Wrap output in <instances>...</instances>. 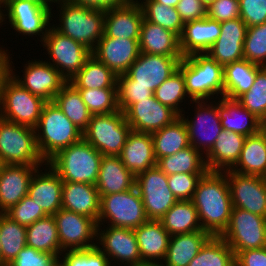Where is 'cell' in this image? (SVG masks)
<instances>
[{
    "instance_id": "1",
    "label": "cell",
    "mask_w": 266,
    "mask_h": 266,
    "mask_svg": "<svg viewBox=\"0 0 266 266\" xmlns=\"http://www.w3.org/2000/svg\"><path fill=\"white\" fill-rule=\"evenodd\" d=\"M191 201L197 209L202 230L211 236H221L229 225L233 209L226 174L207 171L198 182Z\"/></svg>"
},
{
    "instance_id": "2",
    "label": "cell",
    "mask_w": 266,
    "mask_h": 266,
    "mask_svg": "<svg viewBox=\"0 0 266 266\" xmlns=\"http://www.w3.org/2000/svg\"><path fill=\"white\" fill-rule=\"evenodd\" d=\"M178 69L182 72L186 92L192 101L224 97V66L218 64L209 54L185 56Z\"/></svg>"
},
{
    "instance_id": "3",
    "label": "cell",
    "mask_w": 266,
    "mask_h": 266,
    "mask_svg": "<svg viewBox=\"0 0 266 266\" xmlns=\"http://www.w3.org/2000/svg\"><path fill=\"white\" fill-rule=\"evenodd\" d=\"M36 145L47 162L58 151L83 139V131L52 101L47 102L35 127Z\"/></svg>"
},
{
    "instance_id": "4",
    "label": "cell",
    "mask_w": 266,
    "mask_h": 266,
    "mask_svg": "<svg viewBox=\"0 0 266 266\" xmlns=\"http://www.w3.org/2000/svg\"><path fill=\"white\" fill-rule=\"evenodd\" d=\"M55 4L60 12L56 17L59 23L51 26L93 51L103 37L105 10L78 6L67 0H56Z\"/></svg>"
},
{
    "instance_id": "5",
    "label": "cell",
    "mask_w": 266,
    "mask_h": 266,
    "mask_svg": "<svg viewBox=\"0 0 266 266\" xmlns=\"http://www.w3.org/2000/svg\"><path fill=\"white\" fill-rule=\"evenodd\" d=\"M103 155L84 139L63 148L46 163L63 182L95 185Z\"/></svg>"
},
{
    "instance_id": "6",
    "label": "cell",
    "mask_w": 266,
    "mask_h": 266,
    "mask_svg": "<svg viewBox=\"0 0 266 266\" xmlns=\"http://www.w3.org/2000/svg\"><path fill=\"white\" fill-rule=\"evenodd\" d=\"M51 7L54 6H43L29 0H0L1 27L3 23L9 22L16 34L18 32L19 35L30 38L35 35L34 37L40 38L38 41L42 43L55 14L52 13Z\"/></svg>"
},
{
    "instance_id": "7",
    "label": "cell",
    "mask_w": 266,
    "mask_h": 266,
    "mask_svg": "<svg viewBox=\"0 0 266 266\" xmlns=\"http://www.w3.org/2000/svg\"><path fill=\"white\" fill-rule=\"evenodd\" d=\"M46 103L17 83L10 74L4 78L0 93L1 118L35 128Z\"/></svg>"
},
{
    "instance_id": "8",
    "label": "cell",
    "mask_w": 266,
    "mask_h": 266,
    "mask_svg": "<svg viewBox=\"0 0 266 266\" xmlns=\"http://www.w3.org/2000/svg\"><path fill=\"white\" fill-rule=\"evenodd\" d=\"M0 157L5 164L43 166L35 128L16 124L0 117Z\"/></svg>"
},
{
    "instance_id": "9",
    "label": "cell",
    "mask_w": 266,
    "mask_h": 266,
    "mask_svg": "<svg viewBox=\"0 0 266 266\" xmlns=\"http://www.w3.org/2000/svg\"><path fill=\"white\" fill-rule=\"evenodd\" d=\"M149 219L143 200L134 186L121 193L100 195V212L97 225L136 229Z\"/></svg>"
},
{
    "instance_id": "10",
    "label": "cell",
    "mask_w": 266,
    "mask_h": 266,
    "mask_svg": "<svg viewBox=\"0 0 266 266\" xmlns=\"http://www.w3.org/2000/svg\"><path fill=\"white\" fill-rule=\"evenodd\" d=\"M131 127L122 111L110 114L92 115L83 139L103 156H119Z\"/></svg>"
},
{
    "instance_id": "11",
    "label": "cell",
    "mask_w": 266,
    "mask_h": 266,
    "mask_svg": "<svg viewBox=\"0 0 266 266\" xmlns=\"http://www.w3.org/2000/svg\"><path fill=\"white\" fill-rule=\"evenodd\" d=\"M194 116L182 114L180 117L186 124L189 144L205 156L213 147L216 139L223 131L220 119V103L218 100L192 101ZM187 116V117H186Z\"/></svg>"
},
{
    "instance_id": "12",
    "label": "cell",
    "mask_w": 266,
    "mask_h": 266,
    "mask_svg": "<svg viewBox=\"0 0 266 266\" xmlns=\"http://www.w3.org/2000/svg\"><path fill=\"white\" fill-rule=\"evenodd\" d=\"M41 44L48 54L46 62L56 68L68 82L80 71L86 60L92 55L90 49L63 35L52 26L49 27Z\"/></svg>"
},
{
    "instance_id": "13",
    "label": "cell",
    "mask_w": 266,
    "mask_h": 266,
    "mask_svg": "<svg viewBox=\"0 0 266 266\" xmlns=\"http://www.w3.org/2000/svg\"><path fill=\"white\" fill-rule=\"evenodd\" d=\"M236 255L247 249L266 247V217L233 208L227 229L220 236Z\"/></svg>"
},
{
    "instance_id": "14",
    "label": "cell",
    "mask_w": 266,
    "mask_h": 266,
    "mask_svg": "<svg viewBox=\"0 0 266 266\" xmlns=\"http://www.w3.org/2000/svg\"><path fill=\"white\" fill-rule=\"evenodd\" d=\"M11 55H9V74L12 78L33 95H37L47 102H52L55 95L68 82L56 68L43 59L26 61L22 70L23 77H20L16 74L17 72H14L16 70L12 66L14 63L11 61Z\"/></svg>"
},
{
    "instance_id": "15",
    "label": "cell",
    "mask_w": 266,
    "mask_h": 266,
    "mask_svg": "<svg viewBox=\"0 0 266 266\" xmlns=\"http://www.w3.org/2000/svg\"><path fill=\"white\" fill-rule=\"evenodd\" d=\"M135 187L149 220H160L178 201L168 186L167 175L157 166L136 175Z\"/></svg>"
},
{
    "instance_id": "16",
    "label": "cell",
    "mask_w": 266,
    "mask_h": 266,
    "mask_svg": "<svg viewBox=\"0 0 266 266\" xmlns=\"http://www.w3.org/2000/svg\"><path fill=\"white\" fill-rule=\"evenodd\" d=\"M96 246L108 257L110 265L113 261V266L119 262V266L145 265L139 253L135 232L132 229L97 225Z\"/></svg>"
},
{
    "instance_id": "17",
    "label": "cell",
    "mask_w": 266,
    "mask_h": 266,
    "mask_svg": "<svg viewBox=\"0 0 266 266\" xmlns=\"http://www.w3.org/2000/svg\"><path fill=\"white\" fill-rule=\"evenodd\" d=\"M53 217L63 251L96 246L97 222L94 219L62 208Z\"/></svg>"
},
{
    "instance_id": "18",
    "label": "cell",
    "mask_w": 266,
    "mask_h": 266,
    "mask_svg": "<svg viewBox=\"0 0 266 266\" xmlns=\"http://www.w3.org/2000/svg\"><path fill=\"white\" fill-rule=\"evenodd\" d=\"M226 174L233 208L266 217V181L264 177L240 174L232 170Z\"/></svg>"
},
{
    "instance_id": "19",
    "label": "cell",
    "mask_w": 266,
    "mask_h": 266,
    "mask_svg": "<svg viewBox=\"0 0 266 266\" xmlns=\"http://www.w3.org/2000/svg\"><path fill=\"white\" fill-rule=\"evenodd\" d=\"M182 59L183 57L140 53L125 74L133 80V85L146 86L154 92L178 69Z\"/></svg>"
},
{
    "instance_id": "20",
    "label": "cell",
    "mask_w": 266,
    "mask_h": 266,
    "mask_svg": "<svg viewBox=\"0 0 266 266\" xmlns=\"http://www.w3.org/2000/svg\"><path fill=\"white\" fill-rule=\"evenodd\" d=\"M124 114L133 131L145 133L160 130L180 117L172 108L161 104L155 96L132 104Z\"/></svg>"
},
{
    "instance_id": "21",
    "label": "cell",
    "mask_w": 266,
    "mask_h": 266,
    "mask_svg": "<svg viewBox=\"0 0 266 266\" xmlns=\"http://www.w3.org/2000/svg\"><path fill=\"white\" fill-rule=\"evenodd\" d=\"M139 39H120L103 36L92 55L116 75L126 73L140 55Z\"/></svg>"
},
{
    "instance_id": "22",
    "label": "cell",
    "mask_w": 266,
    "mask_h": 266,
    "mask_svg": "<svg viewBox=\"0 0 266 266\" xmlns=\"http://www.w3.org/2000/svg\"><path fill=\"white\" fill-rule=\"evenodd\" d=\"M42 168L44 172L41 167L34 172L27 196L47 215H54L62 208L63 181L47 163Z\"/></svg>"
},
{
    "instance_id": "23",
    "label": "cell",
    "mask_w": 266,
    "mask_h": 266,
    "mask_svg": "<svg viewBox=\"0 0 266 266\" xmlns=\"http://www.w3.org/2000/svg\"><path fill=\"white\" fill-rule=\"evenodd\" d=\"M220 26L221 34L207 54L222 66L243 60L247 25L241 18H236L221 22Z\"/></svg>"
},
{
    "instance_id": "24",
    "label": "cell",
    "mask_w": 266,
    "mask_h": 266,
    "mask_svg": "<svg viewBox=\"0 0 266 266\" xmlns=\"http://www.w3.org/2000/svg\"><path fill=\"white\" fill-rule=\"evenodd\" d=\"M143 19L142 8L136 0L119 8L105 10L103 36L139 39Z\"/></svg>"
},
{
    "instance_id": "25",
    "label": "cell",
    "mask_w": 266,
    "mask_h": 266,
    "mask_svg": "<svg viewBox=\"0 0 266 266\" xmlns=\"http://www.w3.org/2000/svg\"><path fill=\"white\" fill-rule=\"evenodd\" d=\"M42 166L6 164L0 172V212L5 213L27 196L34 172Z\"/></svg>"
},
{
    "instance_id": "26",
    "label": "cell",
    "mask_w": 266,
    "mask_h": 266,
    "mask_svg": "<svg viewBox=\"0 0 266 266\" xmlns=\"http://www.w3.org/2000/svg\"><path fill=\"white\" fill-rule=\"evenodd\" d=\"M220 34V22L208 17L185 23L179 37L181 54L207 53Z\"/></svg>"
},
{
    "instance_id": "27",
    "label": "cell",
    "mask_w": 266,
    "mask_h": 266,
    "mask_svg": "<svg viewBox=\"0 0 266 266\" xmlns=\"http://www.w3.org/2000/svg\"><path fill=\"white\" fill-rule=\"evenodd\" d=\"M119 157L134 176L156 166L157 160L151 133L131 130Z\"/></svg>"
},
{
    "instance_id": "28",
    "label": "cell",
    "mask_w": 266,
    "mask_h": 266,
    "mask_svg": "<svg viewBox=\"0 0 266 266\" xmlns=\"http://www.w3.org/2000/svg\"><path fill=\"white\" fill-rule=\"evenodd\" d=\"M139 253L145 264L161 263L166 255L170 234L159 220H148L134 229Z\"/></svg>"
},
{
    "instance_id": "29",
    "label": "cell",
    "mask_w": 266,
    "mask_h": 266,
    "mask_svg": "<svg viewBox=\"0 0 266 266\" xmlns=\"http://www.w3.org/2000/svg\"><path fill=\"white\" fill-rule=\"evenodd\" d=\"M62 209L98 222L100 195L96 186L88 183L63 182Z\"/></svg>"
},
{
    "instance_id": "30",
    "label": "cell",
    "mask_w": 266,
    "mask_h": 266,
    "mask_svg": "<svg viewBox=\"0 0 266 266\" xmlns=\"http://www.w3.org/2000/svg\"><path fill=\"white\" fill-rule=\"evenodd\" d=\"M139 46L141 53L183 57L179 37L174 32L145 19L141 24Z\"/></svg>"
},
{
    "instance_id": "31",
    "label": "cell",
    "mask_w": 266,
    "mask_h": 266,
    "mask_svg": "<svg viewBox=\"0 0 266 266\" xmlns=\"http://www.w3.org/2000/svg\"><path fill=\"white\" fill-rule=\"evenodd\" d=\"M245 136L223 130L213 147L204 156L208 171L223 172L230 170L239 159Z\"/></svg>"
},
{
    "instance_id": "32",
    "label": "cell",
    "mask_w": 266,
    "mask_h": 266,
    "mask_svg": "<svg viewBox=\"0 0 266 266\" xmlns=\"http://www.w3.org/2000/svg\"><path fill=\"white\" fill-rule=\"evenodd\" d=\"M95 186L99 195L121 193L135 186V176L123 165L119 156H103Z\"/></svg>"
},
{
    "instance_id": "33",
    "label": "cell",
    "mask_w": 266,
    "mask_h": 266,
    "mask_svg": "<svg viewBox=\"0 0 266 266\" xmlns=\"http://www.w3.org/2000/svg\"><path fill=\"white\" fill-rule=\"evenodd\" d=\"M220 103V119L223 130L232 131L245 137L257 134L262 122L237 100L227 97L218 98Z\"/></svg>"
},
{
    "instance_id": "34",
    "label": "cell",
    "mask_w": 266,
    "mask_h": 266,
    "mask_svg": "<svg viewBox=\"0 0 266 266\" xmlns=\"http://www.w3.org/2000/svg\"><path fill=\"white\" fill-rule=\"evenodd\" d=\"M211 235L199 230L170 236L163 266H187Z\"/></svg>"
},
{
    "instance_id": "35",
    "label": "cell",
    "mask_w": 266,
    "mask_h": 266,
    "mask_svg": "<svg viewBox=\"0 0 266 266\" xmlns=\"http://www.w3.org/2000/svg\"><path fill=\"white\" fill-rule=\"evenodd\" d=\"M230 170L260 177L266 175V134L262 130L245 138L239 159Z\"/></svg>"
},
{
    "instance_id": "36",
    "label": "cell",
    "mask_w": 266,
    "mask_h": 266,
    "mask_svg": "<svg viewBox=\"0 0 266 266\" xmlns=\"http://www.w3.org/2000/svg\"><path fill=\"white\" fill-rule=\"evenodd\" d=\"M260 65L240 60L224 66V97L237 100L248 92L257 74Z\"/></svg>"
},
{
    "instance_id": "37",
    "label": "cell",
    "mask_w": 266,
    "mask_h": 266,
    "mask_svg": "<svg viewBox=\"0 0 266 266\" xmlns=\"http://www.w3.org/2000/svg\"><path fill=\"white\" fill-rule=\"evenodd\" d=\"M156 160L176 154L190 146L188 131L181 117L160 130L151 133Z\"/></svg>"
},
{
    "instance_id": "38",
    "label": "cell",
    "mask_w": 266,
    "mask_h": 266,
    "mask_svg": "<svg viewBox=\"0 0 266 266\" xmlns=\"http://www.w3.org/2000/svg\"><path fill=\"white\" fill-rule=\"evenodd\" d=\"M159 221L171 236L202 230L197 209L191 200L177 201Z\"/></svg>"
},
{
    "instance_id": "39",
    "label": "cell",
    "mask_w": 266,
    "mask_h": 266,
    "mask_svg": "<svg viewBox=\"0 0 266 266\" xmlns=\"http://www.w3.org/2000/svg\"><path fill=\"white\" fill-rule=\"evenodd\" d=\"M26 243L28 247L60 257L63 250L53 215H47L26 227Z\"/></svg>"
},
{
    "instance_id": "40",
    "label": "cell",
    "mask_w": 266,
    "mask_h": 266,
    "mask_svg": "<svg viewBox=\"0 0 266 266\" xmlns=\"http://www.w3.org/2000/svg\"><path fill=\"white\" fill-rule=\"evenodd\" d=\"M69 82L77 89L117 88V75L91 55Z\"/></svg>"
},
{
    "instance_id": "41",
    "label": "cell",
    "mask_w": 266,
    "mask_h": 266,
    "mask_svg": "<svg viewBox=\"0 0 266 266\" xmlns=\"http://www.w3.org/2000/svg\"><path fill=\"white\" fill-rule=\"evenodd\" d=\"M156 166L167 176L178 173L205 174L208 171L205 157L191 145L176 154L159 158Z\"/></svg>"
},
{
    "instance_id": "42",
    "label": "cell",
    "mask_w": 266,
    "mask_h": 266,
    "mask_svg": "<svg viewBox=\"0 0 266 266\" xmlns=\"http://www.w3.org/2000/svg\"><path fill=\"white\" fill-rule=\"evenodd\" d=\"M25 246L26 227L0 212V266H7Z\"/></svg>"
},
{
    "instance_id": "43",
    "label": "cell",
    "mask_w": 266,
    "mask_h": 266,
    "mask_svg": "<svg viewBox=\"0 0 266 266\" xmlns=\"http://www.w3.org/2000/svg\"><path fill=\"white\" fill-rule=\"evenodd\" d=\"M53 102L80 130L84 131L88 127L92 114L73 84L67 82L55 95Z\"/></svg>"
},
{
    "instance_id": "44",
    "label": "cell",
    "mask_w": 266,
    "mask_h": 266,
    "mask_svg": "<svg viewBox=\"0 0 266 266\" xmlns=\"http://www.w3.org/2000/svg\"><path fill=\"white\" fill-rule=\"evenodd\" d=\"M187 266H235V254L220 236H211Z\"/></svg>"
},
{
    "instance_id": "45",
    "label": "cell",
    "mask_w": 266,
    "mask_h": 266,
    "mask_svg": "<svg viewBox=\"0 0 266 266\" xmlns=\"http://www.w3.org/2000/svg\"><path fill=\"white\" fill-rule=\"evenodd\" d=\"M136 1H138L142 8L145 20L158 24L180 37L183 31L184 22L175 7L164 6L153 0Z\"/></svg>"
},
{
    "instance_id": "46",
    "label": "cell",
    "mask_w": 266,
    "mask_h": 266,
    "mask_svg": "<svg viewBox=\"0 0 266 266\" xmlns=\"http://www.w3.org/2000/svg\"><path fill=\"white\" fill-rule=\"evenodd\" d=\"M154 96L161 104L169 106L179 115L186 113L183 107L181 108L184 105L181 103L187 99L192 102L186 92L185 80L179 69L155 89Z\"/></svg>"
},
{
    "instance_id": "47",
    "label": "cell",
    "mask_w": 266,
    "mask_h": 266,
    "mask_svg": "<svg viewBox=\"0 0 266 266\" xmlns=\"http://www.w3.org/2000/svg\"><path fill=\"white\" fill-rule=\"evenodd\" d=\"M237 101L261 122L266 119V66L258 69L254 84Z\"/></svg>"
},
{
    "instance_id": "48",
    "label": "cell",
    "mask_w": 266,
    "mask_h": 266,
    "mask_svg": "<svg viewBox=\"0 0 266 266\" xmlns=\"http://www.w3.org/2000/svg\"><path fill=\"white\" fill-rule=\"evenodd\" d=\"M78 91L92 115L110 114L119 111L117 88L78 89Z\"/></svg>"
},
{
    "instance_id": "49",
    "label": "cell",
    "mask_w": 266,
    "mask_h": 266,
    "mask_svg": "<svg viewBox=\"0 0 266 266\" xmlns=\"http://www.w3.org/2000/svg\"><path fill=\"white\" fill-rule=\"evenodd\" d=\"M243 55L251 63L266 66V22L247 28Z\"/></svg>"
},
{
    "instance_id": "50",
    "label": "cell",
    "mask_w": 266,
    "mask_h": 266,
    "mask_svg": "<svg viewBox=\"0 0 266 266\" xmlns=\"http://www.w3.org/2000/svg\"><path fill=\"white\" fill-rule=\"evenodd\" d=\"M154 96V92L142 85H133L125 73L117 75V104L118 109L123 113L139 100Z\"/></svg>"
},
{
    "instance_id": "51",
    "label": "cell",
    "mask_w": 266,
    "mask_h": 266,
    "mask_svg": "<svg viewBox=\"0 0 266 266\" xmlns=\"http://www.w3.org/2000/svg\"><path fill=\"white\" fill-rule=\"evenodd\" d=\"M60 257L68 266H112L108 257L97 246L82 250H66Z\"/></svg>"
},
{
    "instance_id": "52",
    "label": "cell",
    "mask_w": 266,
    "mask_h": 266,
    "mask_svg": "<svg viewBox=\"0 0 266 266\" xmlns=\"http://www.w3.org/2000/svg\"><path fill=\"white\" fill-rule=\"evenodd\" d=\"M5 214L13 221L27 227L47 214L30 197L24 196L16 205L12 206Z\"/></svg>"
},
{
    "instance_id": "53",
    "label": "cell",
    "mask_w": 266,
    "mask_h": 266,
    "mask_svg": "<svg viewBox=\"0 0 266 266\" xmlns=\"http://www.w3.org/2000/svg\"><path fill=\"white\" fill-rule=\"evenodd\" d=\"M203 175L189 173L168 175V186L178 201L192 200L198 182Z\"/></svg>"
},
{
    "instance_id": "54",
    "label": "cell",
    "mask_w": 266,
    "mask_h": 266,
    "mask_svg": "<svg viewBox=\"0 0 266 266\" xmlns=\"http://www.w3.org/2000/svg\"><path fill=\"white\" fill-rule=\"evenodd\" d=\"M57 258L53 253L25 246L7 266H51Z\"/></svg>"
},
{
    "instance_id": "55",
    "label": "cell",
    "mask_w": 266,
    "mask_h": 266,
    "mask_svg": "<svg viewBox=\"0 0 266 266\" xmlns=\"http://www.w3.org/2000/svg\"><path fill=\"white\" fill-rule=\"evenodd\" d=\"M240 18L247 28L266 22V0H239Z\"/></svg>"
},
{
    "instance_id": "56",
    "label": "cell",
    "mask_w": 266,
    "mask_h": 266,
    "mask_svg": "<svg viewBox=\"0 0 266 266\" xmlns=\"http://www.w3.org/2000/svg\"><path fill=\"white\" fill-rule=\"evenodd\" d=\"M207 17L220 23L240 18L239 0H216L207 8Z\"/></svg>"
},
{
    "instance_id": "57",
    "label": "cell",
    "mask_w": 266,
    "mask_h": 266,
    "mask_svg": "<svg viewBox=\"0 0 266 266\" xmlns=\"http://www.w3.org/2000/svg\"><path fill=\"white\" fill-rule=\"evenodd\" d=\"M175 8L184 24L207 17V8L200 0H179Z\"/></svg>"
},
{
    "instance_id": "58",
    "label": "cell",
    "mask_w": 266,
    "mask_h": 266,
    "mask_svg": "<svg viewBox=\"0 0 266 266\" xmlns=\"http://www.w3.org/2000/svg\"><path fill=\"white\" fill-rule=\"evenodd\" d=\"M235 266H266V247L239 251L235 255Z\"/></svg>"
},
{
    "instance_id": "59",
    "label": "cell",
    "mask_w": 266,
    "mask_h": 266,
    "mask_svg": "<svg viewBox=\"0 0 266 266\" xmlns=\"http://www.w3.org/2000/svg\"><path fill=\"white\" fill-rule=\"evenodd\" d=\"M67 1L86 8L108 10L127 5L131 0H67Z\"/></svg>"
},
{
    "instance_id": "60",
    "label": "cell",
    "mask_w": 266,
    "mask_h": 266,
    "mask_svg": "<svg viewBox=\"0 0 266 266\" xmlns=\"http://www.w3.org/2000/svg\"><path fill=\"white\" fill-rule=\"evenodd\" d=\"M6 48L5 51L0 53V93H1V85L4 78L9 74V54Z\"/></svg>"
},
{
    "instance_id": "61",
    "label": "cell",
    "mask_w": 266,
    "mask_h": 266,
    "mask_svg": "<svg viewBox=\"0 0 266 266\" xmlns=\"http://www.w3.org/2000/svg\"><path fill=\"white\" fill-rule=\"evenodd\" d=\"M159 4H163L164 6H169V7H176L178 4L179 0H153Z\"/></svg>"
},
{
    "instance_id": "62",
    "label": "cell",
    "mask_w": 266,
    "mask_h": 266,
    "mask_svg": "<svg viewBox=\"0 0 266 266\" xmlns=\"http://www.w3.org/2000/svg\"><path fill=\"white\" fill-rule=\"evenodd\" d=\"M29 1H33L36 2L38 4H41L43 6H53V3L56 2V0H29Z\"/></svg>"
},
{
    "instance_id": "63",
    "label": "cell",
    "mask_w": 266,
    "mask_h": 266,
    "mask_svg": "<svg viewBox=\"0 0 266 266\" xmlns=\"http://www.w3.org/2000/svg\"><path fill=\"white\" fill-rule=\"evenodd\" d=\"M51 266H68L66 262L61 258L58 257L52 264Z\"/></svg>"
},
{
    "instance_id": "64",
    "label": "cell",
    "mask_w": 266,
    "mask_h": 266,
    "mask_svg": "<svg viewBox=\"0 0 266 266\" xmlns=\"http://www.w3.org/2000/svg\"><path fill=\"white\" fill-rule=\"evenodd\" d=\"M206 8H208L216 0H200Z\"/></svg>"
},
{
    "instance_id": "65",
    "label": "cell",
    "mask_w": 266,
    "mask_h": 266,
    "mask_svg": "<svg viewBox=\"0 0 266 266\" xmlns=\"http://www.w3.org/2000/svg\"><path fill=\"white\" fill-rule=\"evenodd\" d=\"M261 130L266 134V119L262 122Z\"/></svg>"
},
{
    "instance_id": "66",
    "label": "cell",
    "mask_w": 266,
    "mask_h": 266,
    "mask_svg": "<svg viewBox=\"0 0 266 266\" xmlns=\"http://www.w3.org/2000/svg\"><path fill=\"white\" fill-rule=\"evenodd\" d=\"M5 162L3 161V159L0 157V172L3 170L4 166H5Z\"/></svg>"
},
{
    "instance_id": "67",
    "label": "cell",
    "mask_w": 266,
    "mask_h": 266,
    "mask_svg": "<svg viewBox=\"0 0 266 266\" xmlns=\"http://www.w3.org/2000/svg\"><path fill=\"white\" fill-rule=\"evenodd\" d=\"M144 266H163L161 263L158 264H145Z\"/></svg>"
},
{
    "instance_id": "68",
    "label": "cell",
    "mask_w": 266,
    "mask_h": 266,
    "mask_svg": "<svg viewBox=\"0 0 266 266\" xmlns=\"http://www.w3.org/2000/svg\"><path fill=\"white\" fill-rule=\"evenodd\" d=\"M0 26H1V19H0ZM2 47H4L3 45L0 47V53H2L3 51H5V49L4 48H2Z\"/></svg>"
}]
</instances>
